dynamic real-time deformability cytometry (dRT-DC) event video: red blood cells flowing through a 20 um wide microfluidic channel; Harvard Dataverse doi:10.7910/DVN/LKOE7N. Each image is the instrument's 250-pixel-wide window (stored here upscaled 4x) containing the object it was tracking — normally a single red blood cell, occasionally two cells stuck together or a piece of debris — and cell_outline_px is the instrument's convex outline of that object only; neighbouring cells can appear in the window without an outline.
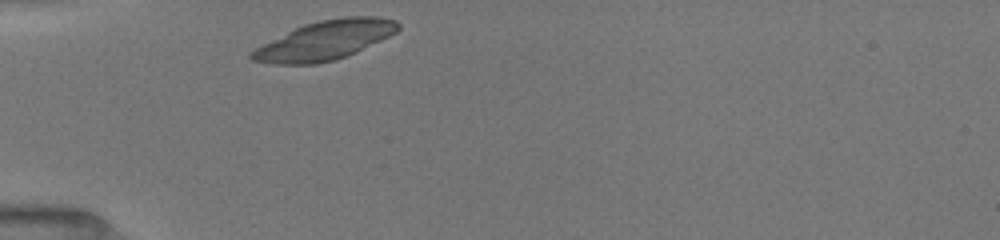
{"species": "common noctule bat (a hibernating species)", "species_latin": "Nyctalus noctula", "temperature_condition": "room temperature", "stored_images_in_passage": 24, "camera_frame_rate_fps": 3000, "um_per_image_px": 0.085, "animal": {"sex": "female", "body_mass_g": 19.5, "forearm_length_mm": 54.1}, "frame": {"image": 1, "passage_image": 1, "time_ms": 0.0, "image_size_px": [1000, 240], "cell_outline_px": [[400, 28], [396, 32], [356, 52], [336, 60], [316, 64], [276, 64], [252, 60], [248, 56], [248, 52], [304, 24], [320, 20], [344, 16], [380, 16], [396, 20], [400, 24]], "centroid_in_image_um": [27.65, 3.42], "position_along_channel_um": 57.3, "area_um2": 33.06}}